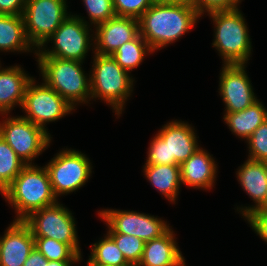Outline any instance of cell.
Wrapping results in <instances>:
<instances>
[{
  "label": "cell",
  "mask_w": 267,
  "mask_h": 266,
  "mask_svg": "<svg viewBox=\"0 0 267 266\" xmlns=\"http://www.w3.org/2000/svg\"><path fill=\"white\" fill-rule=\"evenodd\" d=\"M201 15L188 5L153 4L139 19L140 35L155 52L189 32Z\"/></svg>",
  "instance_id": "cell-1"
},
{
  "label": "cell",
  "mask_w": 267,
  "mask_h": 266,
  "mask_svg": "<svg viewBox=\"0 0 267 266\" xmlns=\"http://www.w3.org/2000/svg\"><path fill=\"white\" fill-rule=\"evenodd\" d=\"M6 201L15 209L14 221H23L32 212L58 202L45 166L26 165L3 191Z\"/></svg>",
  "instance_id": "cell-2"
},
{
  "label": "cell",
  "mask_w": 267,
  "mask_h": 266,
  "mask_svg": "<svg viewBox=\"0 0 267 266\" xmlns=\"http://www.w3.org/2000/svg\"><path fill=\"white\" fill-rule=\"evenodd\" d=\"M215 25L212 43L222 57V65L247 64L251 54V39L245 18L238 8L208 12Z\"/></svg>",
  "instance_id": "cell-3"
},
{
  "label": "cell",
  "mask_w": 267,
  "mask_h": 266,
  "mask_svg": "<svg viewBox=\"0 0 267 266\" xmlns=\"http://www.w3.org/2000/svg\"><path fill=\"white\" fill-rule=\"evenodd\" d=\"M44 83L55 90L74 108L79 103H89L91 82L81 67L83 62L56 57H37Z\"/></svg>",
  "instance_id": "cell-4"
},
{
  "label": "cell",
  "mask_w": 267,
  "mask_h": 266,
  "mask_svg": "<svg viewBox=\"0 0 267 266\" xmlns=\"http://www.w3.org/2000/svg\"><path fill=\"white\" fill-rule=\"evenodd\" d=\"M92 60L91 98H99L108 103L119 117L133 91L134 79L117 64L112 55L94 53Z\"/></svg>",
  "instance_id": "cell-5"
},
{
  "label": "cell",
  "mask_w": 267,
  "mask_h": 266,
  "mask_svg": "<svg viewBox=\"0 0 267 266\" xmlns=\"http://www.w3.org/2000/svg\"><path fill=\"white\" fill-rule=\"evenodd\" d=\"M194 130L181 120L163 125L149 144L145 165H181L199 148Z\"/></svg>",
  "instance_id": "cell-6"
},
{
  "label": "cell",
  "mask_w": 267,
  "mask_h": 266,
  "mask_svg": "<svg viewBox=\"0 0 267 266\" xmlns=\"http://www.w3.org/2000/svg\"><path fill=\"white\" fill-rule=\"evenodd\" d=\"M83 18L77 14H70L46 42L34 51V55L83 62L90 47H94V34L90 35L91 25ZM50 41H53L54 47L46 50V43Z\"/></svg>",
  "instance_id": "cell-7"
},
{
  "label": "cell",
  "mask_w": 267,
  "mask_h": 266,
  "mask_svg": "<svg viewBox=\"0 0 267 266\" xmlns=\"http://www.w3.org/2000/svg\"><path fill=\"white\" fill-rule=\"evenodd\" d=\"M90 159L75 149H63L55 155L45 168L48 172L55 197L80 189L92 174Z\"/></svg>",
  "instance_id": "cell-8"
},
{
  "label": "cell",
  "mask_w": 267,
  "mask_h": 266,
  "mask_svg": "<svg viewBox=\"0 0 267 266\" xmlns=\"http://www.w3.org/2000/svg\"><path fill=\"white\" fill-rule=\"evenodd\" d=\"M23 222L34 237H47L68 244L81 258V249L72 212L57 202L32 212Z\"/></svg>",
  "instance_id": "cell-9"
},
{
  "label": "cell",
  "mask_w": 267,
  "mask_h": 266,
  "mask_svg": "<svg viewBox=\"0 0 267 266\" xmlns=\"http://www.w3.org/2000/svg\"><path fill=\"white\" fill-rule=\"evenodd\" d=\"M4 117L0 135L23 162L32 164L50 145V133L22 116Z\"/></svg>",
  "instance_id": "cell-10"
},
{
  "label": "cell",
  "mask_w": 267,
  "mask_h": 266,
  "mask_svg": "<svg viewBox=\"0 0 267 266\" xmlns=\"http://www.w3.org/2000/svg\"><path fill=\"white\" fill-rule=\"evenodd\" d=\"M67 0H27L23 12L25 33L38 50L70 15Z\"/></svg>",
  "instance_id": "cell-11"
},
{
  "label": "cell",
  "mask_w": 267,
  "mask_h": 266,
  "mask_svg": "<svg viewBox=\"0 0 267 266\" xmlns=\"http://www.w3.org/2000/svg\"><path fill=\"white\" fill-rule=\"evenodd\" d=\"M22 116L47 131L46 124L70 114L75 108L44 82L36 84L33 78L27 85Z\"/></svg>",
  "instance_id": "cell-12"
},
{
  "label": "cell",
  "mask_w": 267,
  "mask_h": 266,
  "mask_svg": "<svg viewBox=\"0 0 267 266\" xmlns=\"http://www.w3.org/2000/svg\"><path fill=\"white\" fill-rule=\"evenodd\" d=\"M98 214L108 225L107 232L133 235L145 242L161 237L170 229L166 221L146 213L102 209V211L99 210Z\"/></svg>",
  "instance_id": "cell-13"
},
{
  "label": "cell",
  "mask_w": 267,
  "mask_h": 266,
  "mask_svg": "<svg viewBox=\"0 0 267 266\" xmlns=\"http://www.w3.org/2000/svg\"><path fill=\"white\" fill-rule=\"evenodd\" d=\"M245 64L223 65L220 70L219 95L225 103V113L242 111L257 101Z\"/></svg>",
  "instance_id": "cell-14"
},
{
  "label": "cell",
  "mask_w": 267,
  "mask_h": 266,
  "mask_svg": "<svg viewBox=\"0 0 267 266\" xmlns=\"http://www.w3.org/2000/svg\"><path fill=\"white\" fill-rule=\"evenodd\" d=\"M94 28L93 53L99 55H112L121 45L140 34L138 19L131 17L115 16Z\"/></svg>",
  "instance_id": "cell-15"
},
{
  "label": "cell",
  "mask_w": 267,
  "mask_h": 266,
  "mask_svg": "<svg viewBox=\"0 0 267 266\" xmlns=\"http://www.w3.org/2000/svg\"><path fill=\"white\" fill-rule=\"evenodd\" d=\"M34 248V236L23 221L10 223L0 237V266H23Z\"/></svg>",
  "instance_id": "cell-16"
},
{
  "label": "cell",
  "mask_w": 267,
  "mask_h": 266,
  "mask_svg": "<svg viewBox=\"0 0 267 266\" xmlns=\"http://www.w3.org/2000/svg\"><path fill=\"white\" fill-rule=\"evenodd\" d=\"M217 164L215 159L199 147L185 162L180 165L181 184L196 189L209 190L216 179Z\"/></svg>",
  "instance_id": "cell-17"
},
{
  "label": "cell",
  "mask_w": 267,
  "mask_h": 266,
  "mask_svg": "<svg viewBox=\"0 0 267 266\" xmlns=\"http://www.w3.org/2000/svg\"><path fill=\"white\" fill-rule=\"evenodd\" d=\"M237 179L239 184L255 203L248 207H237L245 218L251 212L258 210L267 198V177L263 168V161L247 159L243 165L237 169ZM239 209V210H238Z\"/></svg>",
  "instance_id": "cell-18"
},
{
  "label": "cell",
  "mask_w": 267,
  "mask_h": 266,
  "mask_svg": "<svg viewBox=\"0 0 267 266\" xmlns=\"http://www.w3.org/2000/svg\"><path fill=\"white\" fill-rule=\"evenodd\" d=\"M33 77L28 76L19 65L0 66V114H9L15 107H22L25 91Z\"/></svg>",
  "instance_id": "cell-19"
},
{
  "label": "cell",
  "mask_w": 267,
  "mask_h": 266,
  "mask_svg": "<svg viewBox=\"0 0 267 266\" xmlns=\"http://www.w3.org/2000/svg\"><path fill=\"white\" fill-rule=\"evenodd\" d=\"M174 235L170 228L161 237L146 241L138 266H176L184 256Z\"/></svg>",
  "instance_id": "cell-20"
},
{
  "label": "cell",
  "mask_w": 267,
  "mask_h": 266,
  "mask_svg": "<svg viewBox=\"0 0 267 266\" xmlns=\"http://www.w3.org/2000/svg\"><path fill=\"white\" fill-rule=\"evenodd\" d=\"M32 47L25 33L23 16L0 14V51L32 52L35 50Z\"/></svg>",
  "instance_id": "cell-21"
},
{
  "label": "cell",
  "mask_w": 267,
  "mask_h": 266,
  "mask_svg": "<svg viewBox=\"0 0 267 266\" xmlns=\"http://www.w3.org/2000/svg\"><path fill=\"white\" fill-rule=\"evenodd\" d=\"M223 119L232 133L247 140L267 120V109L258 99L242 111L225 113Z\"/></svg>",
  "instance_id": "cell-22"
},
{
  "label": "cell",
  "mask_w": 267,
  "mask_h": 266,
  "mask_svg": "<svg viewBox=\"0 0 267 266\" xmlns=\"http://www.w3.org/2000/svg\"><path fill=\"white\" fill-rule=\"evenodd\" d=\"M143 173L151 185L175 203L181 185L180 165H144Z\"/></svg>",
  "instance_id": "cell-23"
},
{
  "label": "cell",
  "mask_w": 267,
  "mask_h": 266,
  "mask_svg": "<svg viewBox=\"0 0 267 266\" xmlns=\"http://www.w3.org/2000/svg\"><path fill=\"white\" fill-rule=\"evenodd\" d=\"M154 51L148 45V43L139 34L135 39L121 45L113 54L112 57L126 71H133L137 68L144 57L148 53Z\"/></svg>",
  "instance_id": "cell-24"
},
{
  "label": "cell",
  "mask_w": 267,
  "mask_h": 266,
  "mask_svg": "<svg viewBox=\"0 0 267 266\" xmlns=\"http://www.w3.org/2000/svg\"><path fill=\"white\" fill-rule=\"evenodd\" d=\"M27 164L23 162L0 135V193L12 183Z\"/></svg>",
  "instance_id": "cell-25"
},
{
  "label": "cell",
  "mask_w": 267,
  "mask_h": 266,
  "mask_svg": "<svg viewBox=\"0 0 267 266\" xmlns=\"http://www.w3.org/2000/svg\"><path fill=\"white\" fill-rule=\"evenodd\" d=\"M91 251L87 264L130 265L108 234L92 244Z\"/></svg>",
  "instance_id": "cell-26"
},
{
  "label": "cell",
  "mask_w": 267,
  "mask_h": 266,
  "mask_svg": "<svg viewBox=\"0 0 267 266\" xmlns=\"http://www.w3.org/2000/svg\"><path fill=\"white\" fill-rule=\"evenodd\" d=\"M34 247L48 261H81V257L68 245L47 237H34Z\"/></svg>",
  "instance_id": "cell-27"
},
{
  "label": "cell",
  "mask_w": 267,
  "mask_h": 266,
  "mask_svg": "<svg viewBox=\"0 0 267 266\" xmlns=\"http://www.w3.org/2000/svg\"><path fill=\"white\" fill-rule=\"evenodd\" d=\"M107 234L114 240L126 261L131 266H138L143 255L145 241L133 235L116 232H107Z\"/></svg>",
  "instance_id": "cell-28"
},
{
  "label": "cell",
  "mask_w": 267,
  "mask_h": 266,
  "mask_svg": "<svg viewBox=\"0 0 267 266\" xmlns=\"http://www.w3.org/2000/svg\"><path fill=\"white\" fill-rule=\"evenodd\" d=\"M86 7L90 24L97 26L116 16L113 0H82Z\"/></svg>",
  "instance_id": "cell-29"
},
{
  "label": "cell",
  "mask_w": 267,
  "mask_h": 266,
  "mask_svg": "<svg viewBox=\"0 0 267 266\" xmlns=\"http://www.w3.org/2000/svg\"><path fill=\"white\" fill-rule=\"evenodd\" d=\"M248 143V159L267 160V120H265L246 140Z\"/></svg>",
  "instance_id": "cell-30"
},
{
  "label": "cell",
  "mask_w": 267,
  "mask_h": 266,
  "mask_svg": "<svg viewBox=\"0 0 267 266\" xmlns=\"http://www.w3.org/2000/svg\"><path fill=\"white\" fill-rule=\"evenodd\" d=\"M116 16L139 19L152 5L151 0H113Z\"/></svg>",
  "instance_id": "cell-31"
},
{
  "label": "cell",
  "mask_w": 267,
  "mask_h": 266,
  "mask_svg": "<svg viewBox=\"0 0 267 266\" xmlns=\"http://www.w3.org/2000/svg\"><path fill=\"white\" fill-rule=\"evenodd\" d=\"M240 2L241 0H197L195 9L203 16L206 12L238 8Z\"/></svg>",
  "instance_id": "cell-32"
},
{
  "label": "cell",
  "mask_w": 267,
  "mask_h": 266,
  "mask_svg": "<svg viewBox=\"0 0 267 266\" xmlns=\"http://www.w3.org/2000/svg\"><path fill=\"white\" fill-rule=\"evenodd\" d=\"M260 238L267 242V213L253 211L245 217Z\"/></svg>",
  "instance_id": "cell-33"
},
{
  "label": "cell",
  "mask_w": 267,
  "mask_h": 266,
  "mask_svg": "<svg viewBox=\"0 0 267 266\" xmlns=\"http://www.w3.org/2000/svg\"><path fill=\"white\" fill-rule=\"evenodd\" d=\"M27 0H0V14L23 15Z\"/></svg>",
  "instance_id": "cell-34"
},
{
  "label": "cell",
  "mask_w": 267,
  "mask_h": 266,
  "mask_svg": "<svg viewBox=\"0 0 267 266\" xmlns=\"http://www.w3.org/2000/svg\"><path fill=\"white\" fill-rule=\"evenodd\" d=\"M45 261L47 259L34 247L23 266H45Z\"/></svg>",
  "instance_id": "cell-35"
},
{
  "label": "cell",
  "mask_w": 267,
  "mask_h": 266,
  "mask_svg": "<svg viewBox=\"0 0 267 266\" xmlns=\"http://www.w3.org/2000/svg\"><path fill=\"white\" fill-rule=\"evenodd\" d=\"M79 261H45V266H72Z\"/></svg>",
  "instance_id": "cell-36"
},
{
  "label": "cell",
  "mask_w": 267,
  "mask_h": 266,
  "mask_svg": "<svg viewBox=\"0 0 267 266\" xmlns=\"http://www.w3.org/2000/svg\"><path fill=\"white\" fill-rule=\"evenodd\" d=\"M170 3L184 4L195 8L197 0H170Z\"/></svg>",
  "instance_id": "cell-37"
},
{
  "label": "cell",
  "mask_w": 267,
  "mask_h": 266,
  "mask_svg": "<svg viewBox=\"0 0 267 266\" xmlns=\"http://www.w3.org/2000/svg\"><path fill=\"white\" fill-rule=\"evenodd\" d=\"M256 212H266L267 213V198H266V201L263 203V205L258 210H256Z\"/></svg>",
  "instance_id": "cell-38"
},
{
  "label": "cell",
  "mask_w": 267,
  "mask_h": 266,
  "mask_svg": "<svg viewBox=\"0 0 267 266\" xmlns=\"http://www.w3.org/2000/svg\"><path fill=\"white\" fill-rule=\"evenodd\" d=\"M153 4L170 3V0H151Z\"/></svg>",
  "instance_id": "cell-39"
},
{
  "label": "cell",
  "mask_w": 267,
  "mask_h": 266,
  "mask_svg": "<svg viewBox=\"0 0 267 266\" xmlns=\"http://www.w3.org/2000/svg\"><path fill=\"white\" fill-rule=\"evenodd\" d=\"M87 266H131V265H101V264H87Z\"/></svg>",
  "instance_id": "cell-40"
},
{
  "label": "cell",
  "mask_w": 267,
  "mask_h": 266,
  "mask_svg": "<svg viewBox=\"0 0 267 266\" xmlns=\"http://www.w3.org/2000/svg\"><path fill=\"white\" fill-rule=\"evenodd\" d=\"M263 168H264V171H265V175L267 177V160L263 161Z\"/></svg>",
  "instance_id": "cell-41"
},
{
  "label": "cell",
  "mask_w": 267,
  "mask_h": 266,
  "mask_svg": "<svg viewBox=\"0 0 267 266\" xmlns=\"http://www.w3.org/2000/svg\"><path fill=\"white\" fill-rule=\"evenodd\" d=\"M185 259L183 258L176 266H186Z\"/></svg>",
  "instance_id": "cell-42"
}]
</instances>
